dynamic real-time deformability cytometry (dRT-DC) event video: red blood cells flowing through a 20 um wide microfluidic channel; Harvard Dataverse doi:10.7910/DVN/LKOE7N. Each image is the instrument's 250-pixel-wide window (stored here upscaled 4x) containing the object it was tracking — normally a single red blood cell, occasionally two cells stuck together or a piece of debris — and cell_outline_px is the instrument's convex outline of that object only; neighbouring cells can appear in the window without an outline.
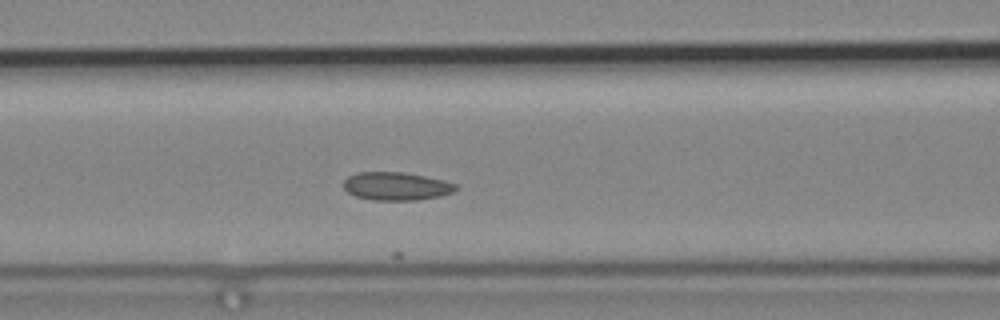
{"species": "common noctule bat (a hibernating species)", "species_latin": "Nyctalus noctula", "temperature_condition": "cold", "stored_images_in_passage": 4, "camera_frame_rate_fps": 3000, "um_per_image_px": 0.085, "animal": {"sex": "male", "body_mass_g": 19.2, "forearm_length_mm": 51.8}, "frame": {"image": 1, "passage_image": 4, "time_ms": 1.0, "image_size_px": [1000, 320], "cell_outline_px": [[460, 188], [452, 192], [440, 196], [416, 200], [372, 200], [356, 196], [348, 192], [344, 188], [344, 180], [348, 176], [360, 172], [404, 172], [444, 180], [456, 184]], "centroid_in_image_um": [33.7, 15.82], "position_along_channel_um": 132.9, "area_um2": 18.38}}